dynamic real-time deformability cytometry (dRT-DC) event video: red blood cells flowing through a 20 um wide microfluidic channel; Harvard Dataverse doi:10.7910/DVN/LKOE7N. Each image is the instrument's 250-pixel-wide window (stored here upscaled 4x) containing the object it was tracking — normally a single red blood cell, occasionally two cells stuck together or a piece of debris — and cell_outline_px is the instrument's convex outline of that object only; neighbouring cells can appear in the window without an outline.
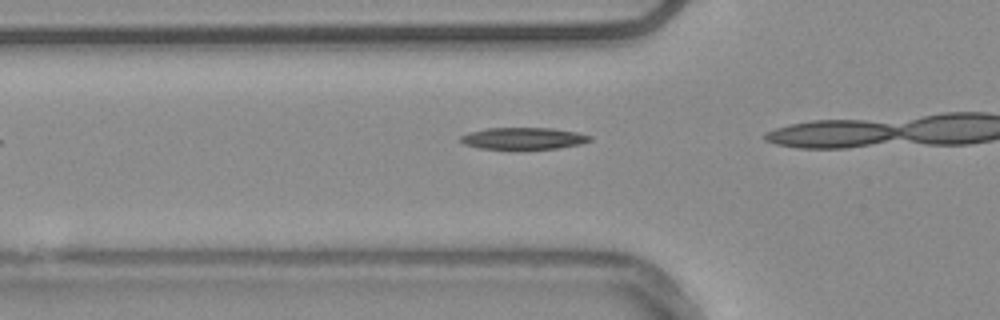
{"species": "common noctule bat (a hibernating species)", "species_latin": "Nyctalus noctula", "temperature_condition": "warm", "stored_images_in_passage": 7, "camera_frame_rate_fps": 3000, "um_per_image_px": 0.085, "animal": {"sex": "male", "body_mass_g": 20.4}, "frame": {"image": 1, "passage_image": 3, "time_ms": 0.667, "image_size_px": [1000, 320], "cell_outline_px": [[592, 140], [580, 144], [556, 148], [480, 148], [464, 144], [460, 140], [460, 136], [468, 132], [488, 128], [552, 128], [576, 132], [592, 136]], "centroid_in_image_um": [44.49, 11.75], "position_along_channel_um": 81.3, "area_um2": 16.13}}